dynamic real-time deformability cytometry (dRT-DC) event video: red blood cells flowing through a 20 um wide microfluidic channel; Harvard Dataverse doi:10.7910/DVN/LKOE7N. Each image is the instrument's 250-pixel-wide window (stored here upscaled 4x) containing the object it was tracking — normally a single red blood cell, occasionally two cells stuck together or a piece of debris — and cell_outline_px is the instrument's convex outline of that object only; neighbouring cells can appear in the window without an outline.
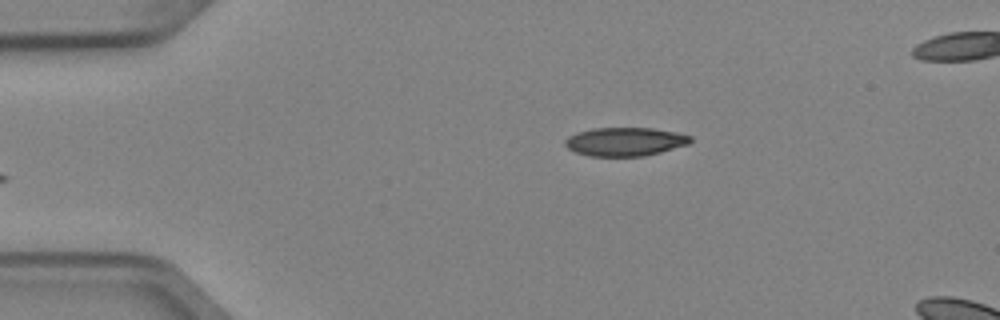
{"species": "Egyptian fruit bat (a non-hibernating species)", "species_latin": "Rousettus aegyptiacus", "temperature_condition": "cold", "stored_images_in_passage": 6, "camera_frame_rate_fps": 3000, "um_per_image_px": 0.085, "animal": {"sex": "female"}, "frame": {"image": 1, "passage_image": 6, "time_ms": 1.667, "image_size_px": [1000, 320], "cell_outline_px": [[692, 140], [688, 144], [660, 152], [644, 156], [588, 156], [576, 152], [568, 148], [564, 144], [564, 140], [568, 136], [576, 132], [592, 128], [652, 128], [676, 132], [692, 136]], "centroid_in_image_um": [53.1, 12.03], "position_along_channel_um": 31.9, "area_um2": 20.92}}